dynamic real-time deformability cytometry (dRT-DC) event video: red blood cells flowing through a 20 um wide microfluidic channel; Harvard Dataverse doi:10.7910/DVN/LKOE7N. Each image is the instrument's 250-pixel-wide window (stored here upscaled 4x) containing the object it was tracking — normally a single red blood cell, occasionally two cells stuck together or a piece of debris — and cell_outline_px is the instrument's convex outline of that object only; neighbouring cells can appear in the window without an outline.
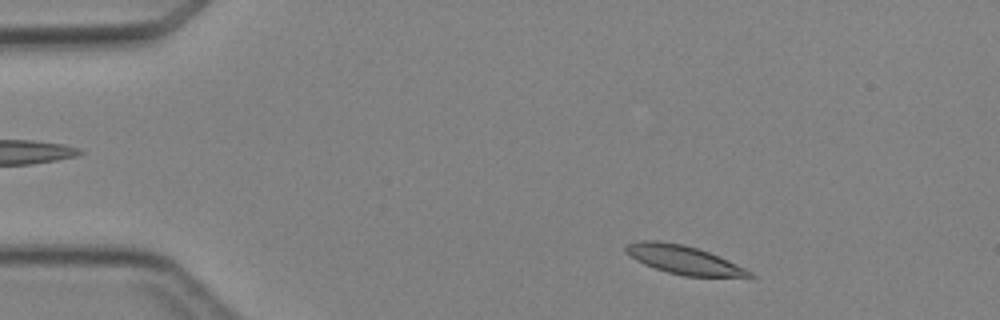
{"species": "Egyptian fruit bat (a non-hibernating species)", "species_latin": "Rousettus aegyptiacus", "temperature_condition": "cold", "stored_images_in_passage": 2, "camera_frame_rate_fps": 3000, "um_per_image_px": 0.085, "animal": {"sex": "female"}, "frame": {"image": 1, "passage_image": 2, "time_ms": 1.333, "image_size_px": [1000, 320], "cell_outline_px": [[756, 276], [684, 276], [668, 272], [644, 264], [636, 260], [624, 252], [624, 244], [640, 240], [656, 240], [684, 244], [708, 252], [744, 268], [752, 272]], "centroid_in_image_um": [58.0, 22.05], "position_along_channel_um": 27.0, "area_um2": 20.23}}